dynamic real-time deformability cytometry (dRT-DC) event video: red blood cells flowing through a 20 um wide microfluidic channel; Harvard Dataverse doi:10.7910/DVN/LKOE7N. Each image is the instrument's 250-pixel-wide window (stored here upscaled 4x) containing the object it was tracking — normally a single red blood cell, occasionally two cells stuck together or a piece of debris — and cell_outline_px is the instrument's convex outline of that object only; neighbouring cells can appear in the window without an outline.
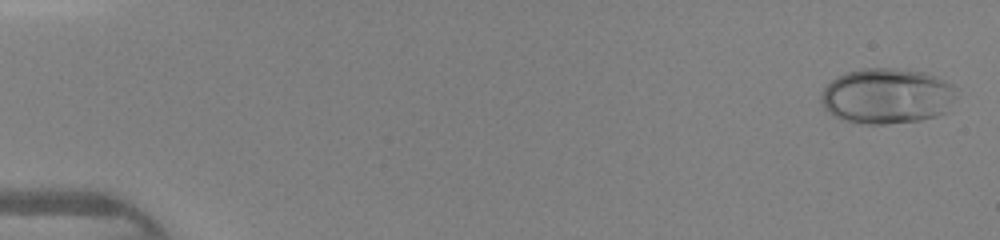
{"species": "human", "species_latin": "Homo sapiens", "temperature_condition": "warm", "stored_images_in_passage": 45, "camera_frame_rate_fps": 3000, "um_per_image_px": 0.085, "donor": {"sex": "female"}, "frame": {"image": 1, "passage_image": 1, "time_ms": 0.0, "image_size_px": [1000, 240], "cell_outline_px": [[956, 96], [948, 112], [936, 116], [920, 120], [884, 124], [852, 124], [832, 116], [820, 104], [820, 96], [824, 88], [836, 76], [848, 72], [864, 68], [896, 68], [924, 72], [944, 80], [952, 84], [956, 88]], "centroid_in_image_um": [75.37, 8.18], "position_along_channel_um": 9.6, "area_um2": 44.45}}
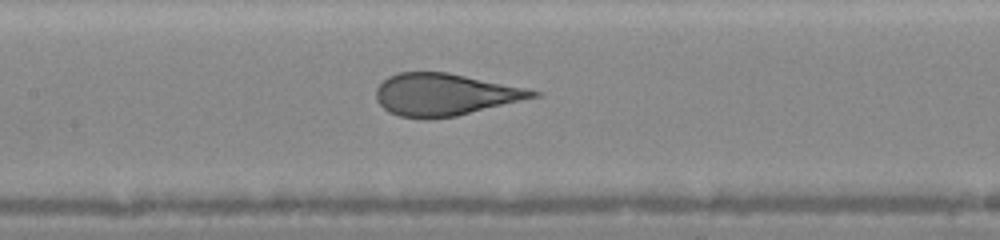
{"frame": {"image": 2, "passage_image": 22, "time_ms": 7.0, "image_size_px": [1000, 240], "cell_outline_px": [[544, 92], [540, 96], [456, 116], [432, 120], [424, 120], [400, 116], [388, 112], [376, 100], [376, 88], [388, 76], [400, 72], [448, 72], [528, 88]], "centroid_in_image_um": [37.82, 8.05], "position_along_channel_um": 169.6, "area_um2": 38.84}}
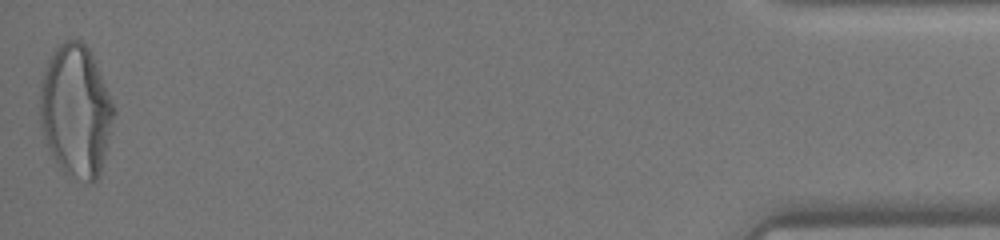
{"frame": {"image": 3, "passage_image": 45, "time_ms": 14.667, "image_size_px": [1000, 240], "cell_outline_px": [[116, 112], [100, 172], [96, 180], [92, 184], [64, 172], [56, 160], [44, 136], [40, 124], [40, 84], [44, 68], [56, 44], [64, 40], [80, 40], [88, 48], [92, 56], [116, 108]], "centroid_in_image_um": [6.45, 9.38], "position_along_channel_um": 428.8, "area_um2": 56.59}}